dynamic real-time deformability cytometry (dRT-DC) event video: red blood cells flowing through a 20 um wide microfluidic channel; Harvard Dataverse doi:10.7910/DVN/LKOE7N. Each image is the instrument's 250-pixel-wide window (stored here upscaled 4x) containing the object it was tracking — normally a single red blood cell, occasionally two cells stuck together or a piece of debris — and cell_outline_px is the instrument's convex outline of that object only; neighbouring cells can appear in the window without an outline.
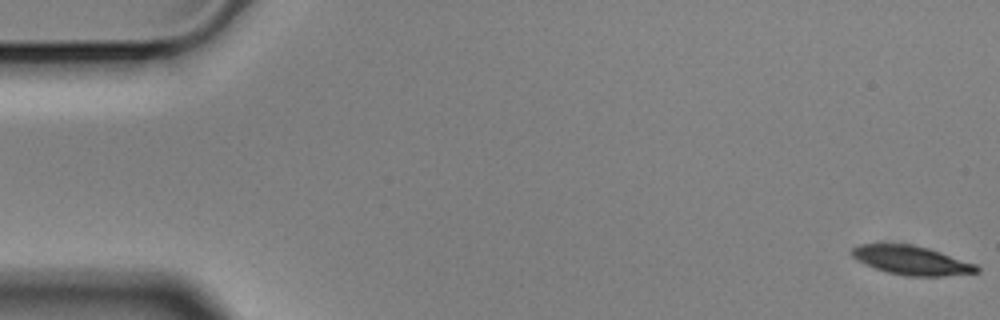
{"species": "Egyptian fruit bat (a non-hibernating species)", "species_latin": "Rousettus aegyptiacus", "temperature_condition": "cold", "stored_images_in_passage": 58, "camera_frame_rate_fps": 3000, "um_per_image_px": 0.085, "animal": {"sex": "male"}, "frame": {"image": 1, "passage_image": 1, "time_ms": 0.0, "image_size_px": [1000, 320], "cell_outline_px": [[980, 272], [944, 276], [904, 276], [888, 272], [864, 264], [856, 260], [852, 256], [852, 248], [860, 244], [912, 244], [928, 248], [976, 264], [980, 268]], "centroid_in_image_um": [77.49, 22.13], "position_along_channel_um": 7.5, "area_um2": 20.98}}
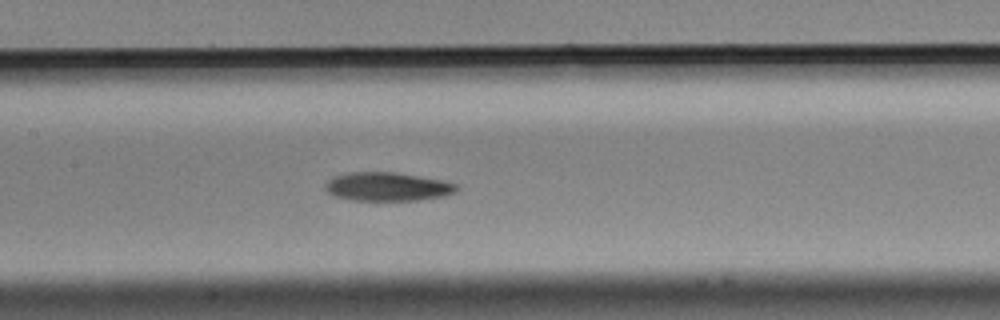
{"frame": {"image": 2, "passage_image": 27, "time_ms": 8.667, "image_size_px": [1000, 320], "cell_outline_px": [[460, 188], [456, 192], [444, 196], [420, 200], [352, 200], [332, 196], [324, 188], [324, 184], [332, 176], [348, 172], [396, 172], [440, 180], [456, 184]], "centroid_in_image_um": [32.89, 15.86], "position_along_channel_um": 174.5, "area_um2": 22.08}}
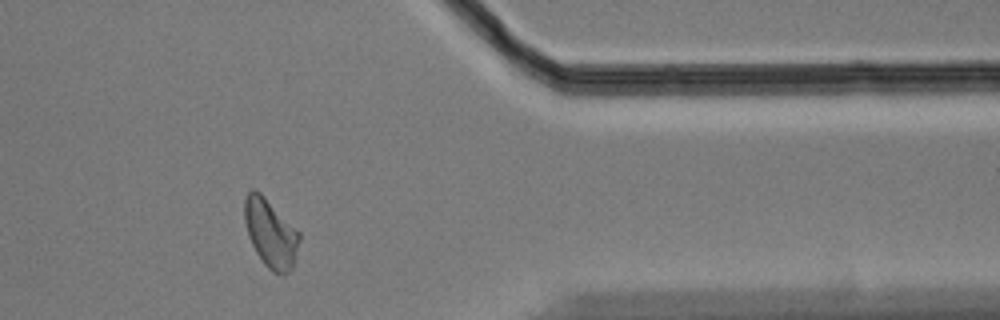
{"frame": {"image": 3, "passage_image": 47, "time_ms": 15.333, "image_size_px": [1000, 320], "cell_outline_px": [[300, 240], [292, 268], [288, 272], [272, 272], [264, 264], [256, 252], [248, 236], [244, 220], [244, 200], [248, 192], [252, 188], [260, 192], [300, 232]], "centroid_in_image_um": [22.98, 19.8], "position_along_channel_um": 388.4, "area_um2": 21.62}, "authors_computed_cell_mechanics": {"area_um2": 21.9351, "velocity_mm_per_s": 3.5005, "shape_relaxation_time_tau1_ms": 6.4929, "shape_relaxation_time_tau2_ms": null, "deformation_change_tau1": 0.1435, "deformation_change_tau2": null}}